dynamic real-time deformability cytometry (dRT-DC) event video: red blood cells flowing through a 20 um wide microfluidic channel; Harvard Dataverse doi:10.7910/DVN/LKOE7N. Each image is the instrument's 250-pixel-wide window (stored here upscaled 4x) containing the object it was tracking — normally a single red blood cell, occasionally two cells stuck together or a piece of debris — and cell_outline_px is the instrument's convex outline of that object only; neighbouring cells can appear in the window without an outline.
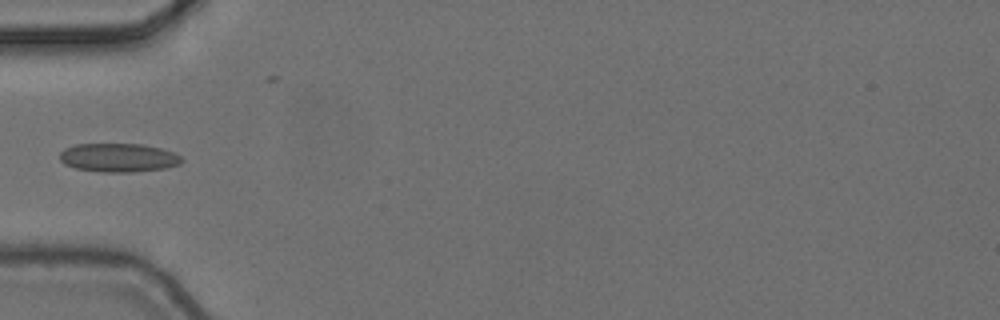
{"species": "common noctule bat (a hibernating species)", "species_latin": "Nyctalus noctula", "temperature_condition": "cold", "stored_images_in_passage": 5, "camera_frame_rate_fps": 3000, "um_per_image_px": 0.085, "animal": {"sex": "female", "body_mass_g": 24.6, "forearm_length_mm": 56.2}, "frame": {"image": 1, "passage_image": 5, "time_ms": 1.333, "image_size_px": [1000, 320], "cell_outline_px": [[184, 160], [180, 164], [164, 168], [132, 172], [104, 172], [76, 168], [64, 164], [60, 160], [60, 152], [64, 148], [76, 144], [140, 144], [160, 148], [176, 152]], "centroid_in_image_um": [10.08, 13.39], "position_along_channel_um": 74.9, "area_um2": 20.4}}